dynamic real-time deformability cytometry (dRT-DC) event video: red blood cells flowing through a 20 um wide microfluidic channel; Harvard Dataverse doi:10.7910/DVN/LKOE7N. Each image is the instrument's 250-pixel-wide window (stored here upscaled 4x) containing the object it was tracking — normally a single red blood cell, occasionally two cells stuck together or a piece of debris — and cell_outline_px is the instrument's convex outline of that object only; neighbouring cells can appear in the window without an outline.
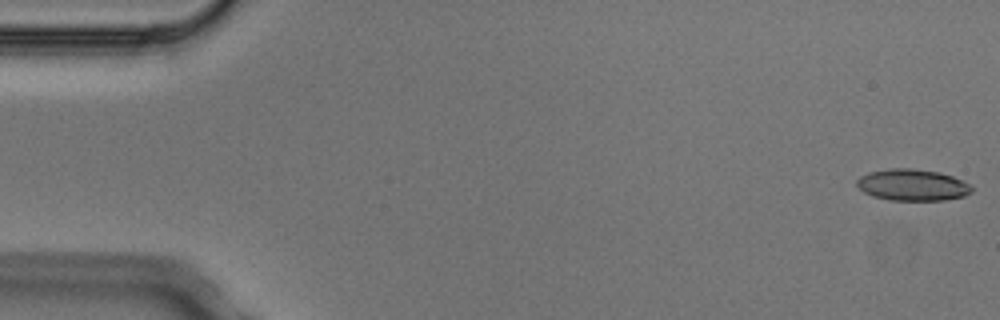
{"species": "Egyptian fruit bat (a non-hibernating species)", "species_latin": "Rousettus aegyptiacus", "temperature_condition": "cold", "stored_images_in_passage": 5, "camera_frame_rate_fps": 3000, "um_per_image_px": 0.085, "animal": {"sex": "male"}, "frame": {"image": 1, "passage_image": 1, "time_ms": 0.0, "image_size_px": [1000, 320], "cell_outline_px": [[972, 192], [964, 196], [944, 200], [888, 200], [872, 196], [864, 192], [856, 184], [856, 180], [860, 176], [868, 172], [888, 168], [912, 168], [940, 172], [952, 176], [972, 184]], "centroid_in_image_um": [77.56, 15.71], "position_along_channel_um": 7.4, "area_um2": 21.33}}